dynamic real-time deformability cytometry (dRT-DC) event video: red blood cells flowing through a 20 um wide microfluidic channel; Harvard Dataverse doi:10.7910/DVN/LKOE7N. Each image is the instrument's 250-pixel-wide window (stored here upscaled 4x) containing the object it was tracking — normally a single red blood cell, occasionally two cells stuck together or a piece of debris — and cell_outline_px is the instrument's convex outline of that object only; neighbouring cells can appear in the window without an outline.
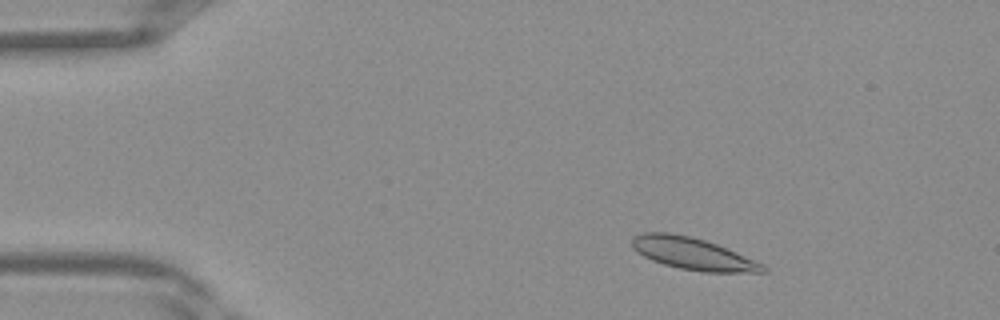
{"species": "Egyptian fruit bat (a non-hibernating species)", "species_latin": "Rousettus aegyptiacus", "temperature_condition": "warm", "stored_images_in_passage": 40, "camera_frame_rate_fps": 3000, "um_per_image_px": 0.085, "frame": {"image": 1, "passage_image": 5, "time_ms": 1.333, "image_size_px": [1000, 320], "cell_outline_px": [[768, 272], [704, 272], [680, 268], [664, 264], [652, 260], [644, 256], [632, 248], [632, 236], [644, 232], [668, 232], [688, 236], [704, 240], [716, 244], [736, 252], [764, 264], [768, 268]], "centroid_in_image_um": [58.89, 21.56], "position_along_channel_um": 26.1, "area_um2": 24.28}}
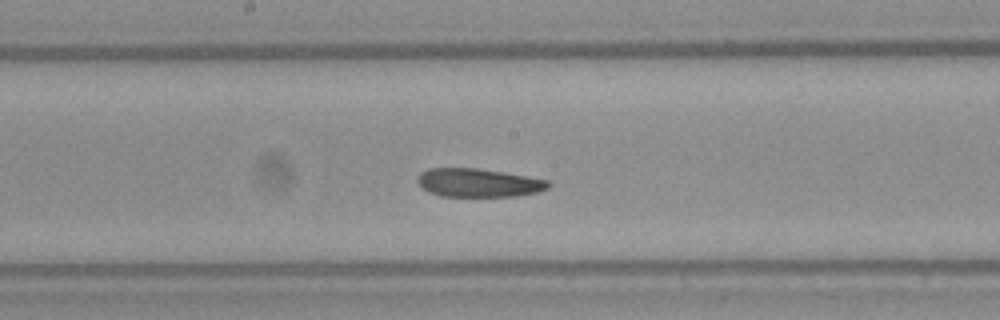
{"frame": {"image": 2, "passage_image": 20, "time_ms": 6.333, "image_size_px": [1000, 320], "cell_outline_px": [[552, 184], [548, 188], [536, 192], [516, 196], [440, 196], [428, 192], [416, 180], [416, 176], [420, 172], [428, 168], [480, 168], [528, 176], [548, 180]], "centroid_in_image_um": [40.65, 15.52], "position_along_channel_um": 207.5, "area_um2": 21.85}}
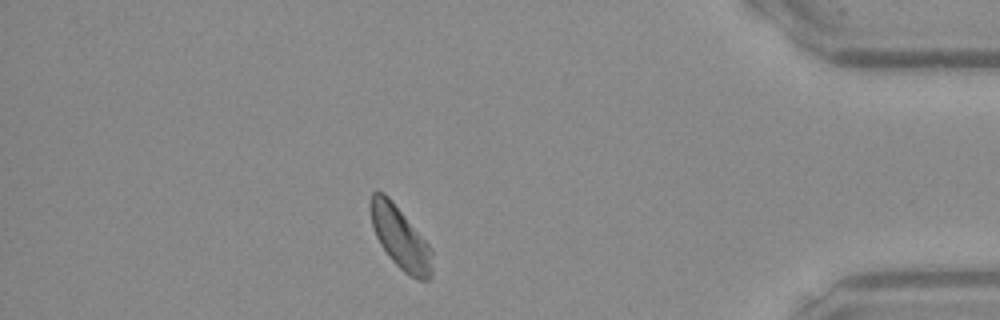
{"frame": {"image": 3, "passage_image": 34, "time_ms": 11.0, "image_size_px": [1000, 320], "cell_outline_px": [[432, 276], [428, 280], [416, 280], [404, 272], [388, 256], [380, 244], [372, 228], [368, 208], [368, 200], [372, 192], [384, 192], [388, 196], [432, 248]], "centroid_in_image_um": [33.99, 20.2], "position_along_channel_um": 401.2, "area_um2": 22.66}}